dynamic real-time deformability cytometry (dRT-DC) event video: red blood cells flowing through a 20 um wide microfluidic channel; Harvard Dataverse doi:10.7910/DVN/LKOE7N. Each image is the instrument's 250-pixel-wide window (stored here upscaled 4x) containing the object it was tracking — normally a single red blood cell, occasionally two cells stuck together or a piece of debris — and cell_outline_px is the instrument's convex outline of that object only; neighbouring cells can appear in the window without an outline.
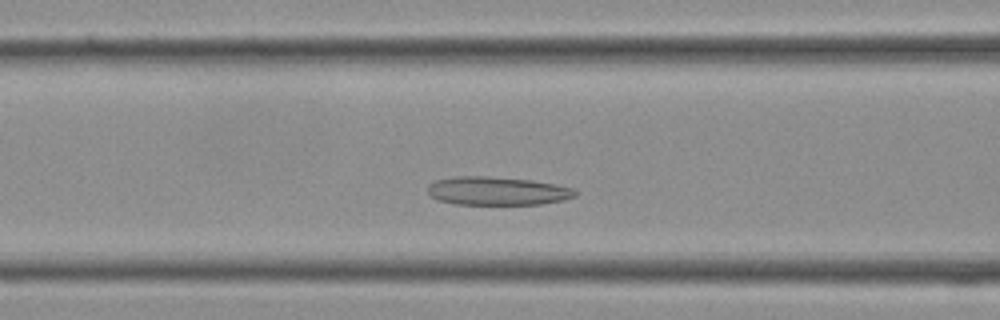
{"species": "Egyptian fruit bat (a non-hibernating species)", "species_latin": "Rousettus aegyptiacus", "temperature_condition": "cold", "stored_images_in_passage": 30, "camera_frame_rate_fps": 3000, "um_per_image_px": 0.085, "frame": {"image": 1, "passage_image": 7, "time_ms": 2.0, "image_size_px": [1000, 320], "cell_outline_px": [[576, 196], [564, 200], [540, 204], [456, 204], [436, 200], [428, 192], [428, 184], [436, 180], [456, 176], [488, 176], [532, 180], [556, 184], [572, 188], [576, 192]], "centroid_in_image_um": [42.26, 16.23], "position_along_channel_um": 124.3, "area_um2": 24.45}}
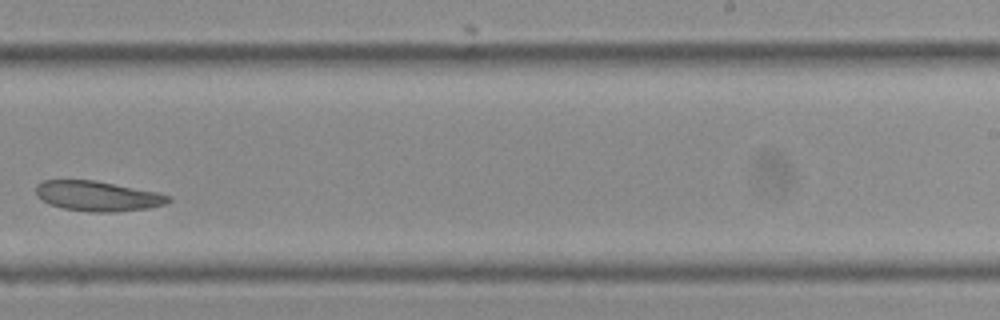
{"frame": {"image": 2, "passage_image": 16, "time_ms": 5.0, "image_size_px": [1000, 320], "cell_outline_px": [[172, 200], [164, 204], [148, 208], [116, 212], [92, 212], [64, 208], [48, 204], [36, 196], [36, 184], [44, 180], [92, 180], [156, 192], [172, 196]], "centroid_in_image_um": [8.28, 16.67], "position_along_channel_um": 280.7, "area_um2": 23.06}}
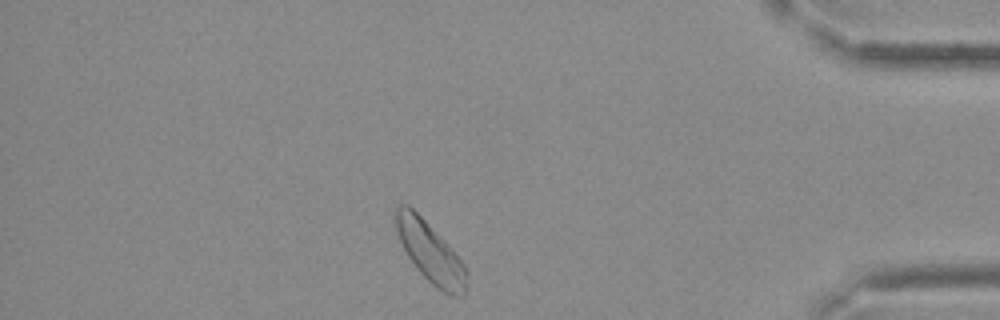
{"frame": {"image": 3, "passage_image": 25, "time_ms": 8.0, "image_size_px": [1000, 320], "cell_outline_px": [[468, 284], [464, 296], [452, 296], [444, 292], [432, 284], [416, 268], [408, 256], [396, 232], [392, 216], [392, 212], [400, 204], [408, 204], [444, 240], [464, 264], [468, 272]], "centroid_in_image_um": [36.56, 21.44], "position_along_channel_um": 398.6, "area_um2": 24.97}}